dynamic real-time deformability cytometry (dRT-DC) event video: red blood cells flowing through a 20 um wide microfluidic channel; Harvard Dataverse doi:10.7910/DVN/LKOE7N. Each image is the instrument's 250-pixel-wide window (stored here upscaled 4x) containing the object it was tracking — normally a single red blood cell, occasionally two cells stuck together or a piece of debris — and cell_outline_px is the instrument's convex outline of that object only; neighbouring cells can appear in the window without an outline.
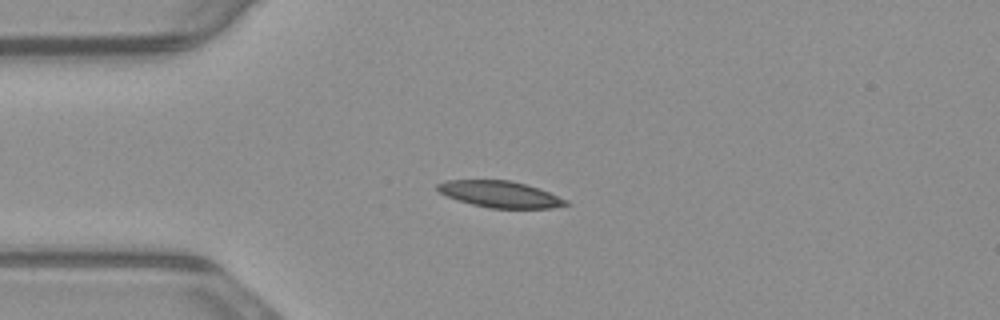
{"species": "common noctule bat (a hibernating species)", "species_latin": "Nyctalus noctula", "temperature_condition": "warm", "stored_images_in_passage": 48, "camera_frame_rate_fps": 3000, "um_per_image_px": 0.085, "animal": {"sex": "male", "body_mass_g": 23.1, "forearm_length_mm": 52.7}, "frame": {"image": 1, "passage_image": 12, "time_ms": 3.667, "image_size_px": [1000, 320], "cell_outline_px": [[572, 204], [552, 208], [488, 208], [456, 200], [440, 192], [436, 188], [436, 184], [448, 180], [512, 180], [548, 192], [568, 200]], "centroid_in_image_um": [42.51, 16.51], "position_along_channel_um": 42.5, "area_um2": 19.71}}
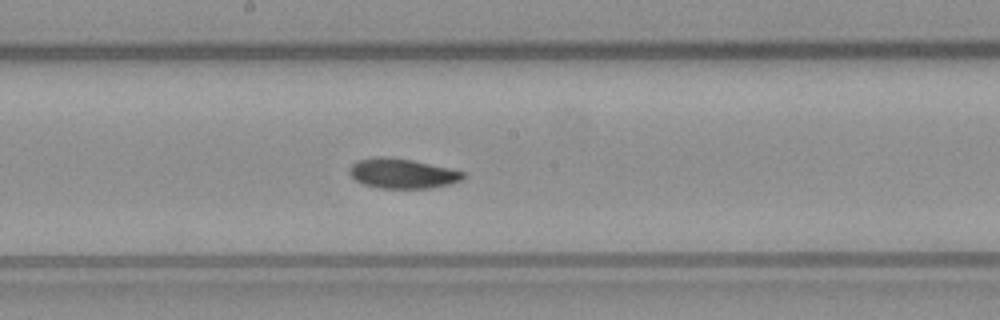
{"frame": {"image": 2, "passage_image": 27, "time_ms": 8.667, "image_size_px": [1000, 320], "cell_outline_px": [[468, 176], [460, 180], [448, 184], [428, 188], [380, 188], [364, 184], [356, 180], [348, 172], [348, 168], [356, 160], [376, 156], [380, 156], [408, 160], [448, 168], [464, 172]], "centroid_in_image_um": [34.15, 14.75], "position_along_channel_um": 214.0, "area_um2": 19.48}}
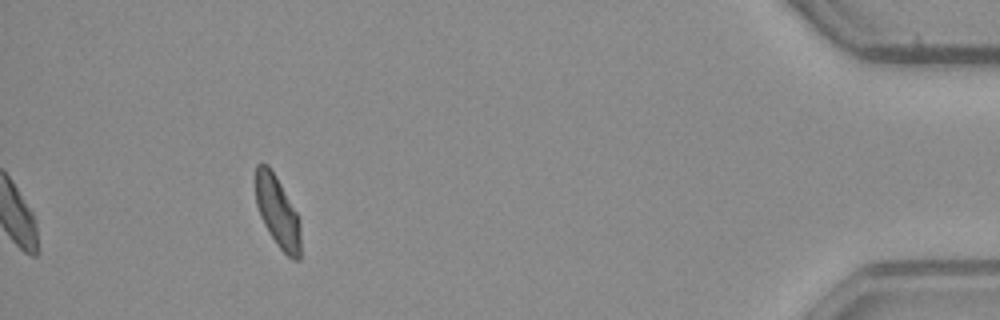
{"frame": {"image": 3, "passage_image": 48, "time_ms": 15.667, "image_size_px": [1000, 320], "cell_outline_px": [[300, 260], [292, 260], [280, 248], [264, 224], [260, 216], [256, 204], [256, 164], [268, 164], [276, 176], [296, 212], [300, 224]], "centroid_in_image_um": [23.59, 18.01], "position_along_channel_um": 411.6, "area_um2": 18.38}, "authors_computed_cell_mechanics": {"area_um2": 19.8254, "velocity_mm_per_s": 3.8189, "shape_relaxation_time_tau1_ms": 4.7456, "shape_relaxation_time_tau2_ms": 4.0662, "deformation_change_tau1": 0.1203, "deformation_change_tau2": 0.088}}